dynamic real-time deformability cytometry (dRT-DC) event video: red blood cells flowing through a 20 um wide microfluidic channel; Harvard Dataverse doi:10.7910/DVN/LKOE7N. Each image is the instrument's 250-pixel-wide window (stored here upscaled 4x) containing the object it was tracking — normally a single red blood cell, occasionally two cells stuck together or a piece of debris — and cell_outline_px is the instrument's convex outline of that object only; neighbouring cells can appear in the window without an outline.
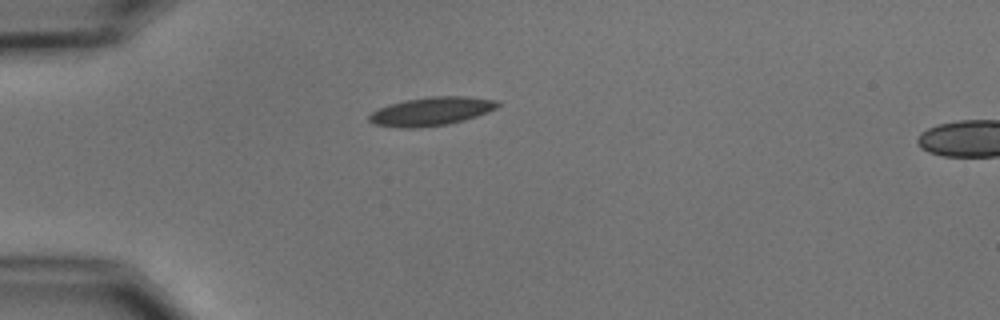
{"species": "common noctule bat (a hibernating species)", "species_latin": "Nyctalus noctula", "temperature_condition": "cold", "stored_images_in_passage": 2, "camera_frame_rate_fps": 3000, "um_per_image_px": 0.085, "animal": {"sex": "male", "body_mass_g": 15.6}, "frame": {"image": 1, "passage_image": 1, "time_ms": 0.0, "image_size_px": [1000, 320], "cell_outline_px": [[500, 104], [496, 108], [488, 112], [464, 120], [448, 124], [412, 128], [396, 128], [376, 124], [368, 120], [368, 116], [372, 112], [380, 108], [404, 100], [428, 96], [468, 96], [496, 100]], "centroid_in_image_um": [36.67, 9.46], "position_along_channel_um": 48.3, "area_um2": 21.27}}